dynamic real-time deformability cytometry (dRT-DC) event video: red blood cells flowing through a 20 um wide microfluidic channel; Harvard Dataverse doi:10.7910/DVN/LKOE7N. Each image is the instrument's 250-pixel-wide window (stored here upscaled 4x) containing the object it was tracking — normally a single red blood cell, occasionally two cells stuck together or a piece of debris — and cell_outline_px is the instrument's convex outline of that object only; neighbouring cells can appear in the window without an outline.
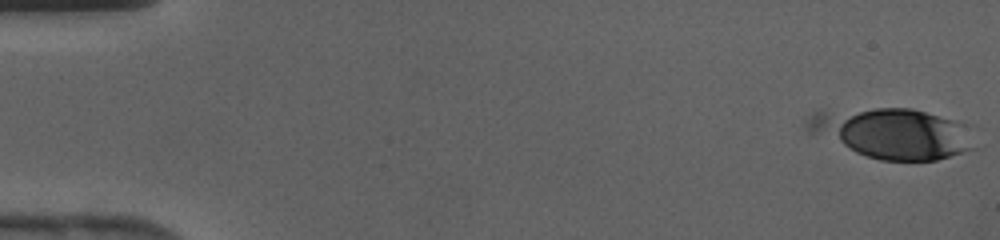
{"species": "human", "species_latin": "Homo sapiens", "temperature_condition": "cold", "stored_images_in_passage": 8, "camera_frame_rate_fps": 3000, "um_per_image_px": 0.085, "donor": {"sex": "female"}, "frame": {"image": 1, "passage_image": 8, "time_ms": 2.333, "image_size_px": [1000, 240], "cell_outline_px": [[976, 148], [936, 160], [880, 160], [856, 152], [808, 132], [804, 124], [808, 116], [820, 108], [912, 108], [952, 120], [964, 124]], "centroid_in_image_um": [75.74, 11.28], "position_along_channel_um": 9.3, "area_um2": 48.96}}